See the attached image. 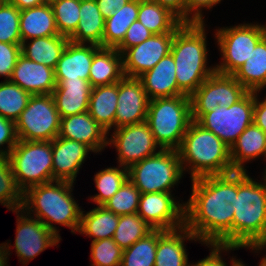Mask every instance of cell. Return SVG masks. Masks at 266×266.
Returning <instances> with one entry per match:
<instances>
[{
  "instance_id": "cell-11",
  "label": "cell",
  "mask_w": 266,
  "mask_h": 266,
  "mask_svg": "<svg viewBox=\"0 0 266 266\" xmlns=\"http://www.w3.org/2000/svg\"><path fill=\"white\" fill-rule=\"evenodd\" d=\"M254 92L248 91L239 101L228 107H216L202 114L196 122L213 132L229 148L239 135L253 123Z\"/></svg>"
},
{
  "instance_id": "cell-33",
  "label": "cell",
  "mask_w": 266,
  "mask_h": 266,
  "mask_svg": "<svg viewBox=\"0 0 266 266\" xmlns=\"http://www.w3.org/2000/svg\"><path fill=\"white\" fill-rule=\"evenodd\" d=\"M139 0H130L105 19L103 47L116 48L130 27L137 20Z\"/></svg>"
},
{
  "instance_id": "cell-8",
  "label": "cell",
  "mask_w": 266,
  "mask_h": 266,
  "mask_svg": "<svg viewBox=\"0 0 266 266\" xmlns=\"http://www.w3.org/2000/svg\"><path fill=\"white\" fill-rule=\"evenodd\" d=\"M178 150L161 149L128 169V179L141 193L172 192L182 178Z\"/></svg>"
},
{
  "instance_id": "cell-16",
  "label": "cell",
  "mask_w": 266,
  "mask_h": 266,
  "mask_svg": "<svg viewBox=\"0 0 266 266\" xmlns=\"http://www.w3.org/2000/svg\"><path fill=\"white\" fill-rule=\"evenodd\" d=\"M171 192L141 193L137 214L153 229L174 230L184 226V203Z\"/></svg>"
},
{
  "instance_id": "cell-50",
  "label": "cell",
  "mask_w": 266,
  "mask_h": 266,
  "mask_svg": "<svg viewBox=\"0 0 266 266\" xmlns=\"http://www.w3.org/2000/svg\"><path fill=\"white\" fill-rule=\"evenodd\" d=\"M258 99V93L254 92L253 122L266 133V97L262 102Z\"/></svg>"
},
{
  "instance_id": "cell-17",
  "label": "cell",
  "mask_w": 266,
  "mask_h": 266,
  "mask_svg": "<svg viewBox=\"0 0 266 266\" xmlns=\"http://www.w3.org/2000/svg\"><path fill=\"white\" fill-rule=\"evenodd\" d=\"M149 99L138 78L124 76L118 82L114 129L146 121Z\"/></svg>"
},
{
  "instance_id": "cell-43",
  "label": "cell",
  "mask_w": 266,
  "mask_h": 266,
  "mask_svg": "<svg viewBox=\"0 0 266 266\" xmlns=\"http://www.w3.org/2000/svg\"><path fill=\"white\" fill-rule=\"evenodd\" d=\"M123 249L113 238L100 239L91 243L92 266H121Z\"/></svg>"
},
{
  "instance_id": "cell-55",
  "label": "cell",
  "mask_w": 266,
  "mask_h": 266,
  "mask_svg": "<svg viewBox=\"0 0 266 266\" xmlns=\"http://www.w3.org/2000/svg\"><path fill=\"white\" fill-rule=\"evenodd\" d=\"M259 266H266V256L260 260Z\"/></svg>"
},
{
  "instance_id": "cell-41",
  "label": "cell",
  "mask_w": 266,
  "mask_h": 266,
  "mask_svg": "<svg viewBox=\"0 0 266 266\" xmlns=\"http://www.w3.org/2000/svg\"><path fill=\"white\" fill-rule=\"evenodd\" d=\"M140 195V190L127 179L103 206L117 215L135 214L138 211Z\"/></svg>"
},
{
  "instance_id": "cell-45",
  "label": "cell",
  "mask_w": 266,
  "mask_h": 266,
  "mask_svg": "<svg viewBox=\"0 0 266 266\" xmlns=\"http://www.w3.org/2000/svg\"><path fill=\"white\" fill-rule=\"evenodd\" d=\"M152 35L153 33L150 30L141 24L139 20H136L128 28L123 41L116 47V50L122 54L128 48L141 44Z\"/></svg>"
},
{
  "instance_id": "cell-2",
  "label": "cell",
  "mask_w": 266,
  "mask_h": 266,
  "mask_svg": "<svg viewBox=\"0 0 266 266\" xmlns=\"http://www.w3.org/2000/svg\"><path fill=\"white\" fill-rule=\"evenodd\" d=\"M264 179V180H263ZM254 181L247 171H234L233 246L251 248L255 253L266 247V179Z\"/></svg>"
},
{
  "instance_id": "cell-13",
  "label": "cell",
  "mask_w": 266,
  "mask_h": 266,
  "mask_svg": "<svg viewBox=\"0 0 266 266\" xmlns=\"http://www.w3.org/2000/svg\"><path fill=\"white\" fill-rule=\"evenodd\" d=\"M112 144L118 152L119 165L127 169L161 150L146 121L114 129L108 138V145ZM157 148L160 149L156 151Z\"/></svg>"
},
{
  "instance_id": "cell-7",
  "label": "cell",
  "mask_w": 266,
  "mask_h": 266,
  "mask_svg": "<svg viewBox=\"0 0 266 266\" xmlns=\"http://www.w3.org/2000/svg\"><path fill=\"white\" fill-rule=\"evenodd\" d=\"M8 159L18 187H29L53 181L52 141L19 140Z\"/></svg>"
},
{
  "instance_id": "cell-3",
  "label": "cell",
  "mask_w": 266,
  "mask_h": 266,
  "mask_svg": "<svg viewBox=\"0 0 266 266\" xmlns=\"http://www.w3.org/2000/svg\"><path fill=\"white\" fill-rule=\"evenodd\" d=\"M72 187V182L57 180L29 187L23 192L21 209L27 215L33 212V217L60 239L59 230L53 222L72 229L74 234L79 231L82 210L72 197Z\"/></svg>"
},
{
  "instance_id": "cell-34",
  "label": "cell",
  "mask_w": 266,
  "mask_h": 266,
  "mask_svg": "<svg viewBox=\"0 0 266 266\" xmlns=\"http://www.w3.org/2000/svg\"><path fill=\"white\" fill-rule=\"evenodd\" d=\"M137 20L153 34L170 33L181 23L167 8L151 0H139Z\"/></svg>"
},
{
  "instance_id": "cell-53",
  "label": "cell",
  "mask_w": 266,
  "mask_h": 266,
  "mask_svg": "<svg viewBox=\"0 0 266 266\" xmlns=\"http://www.w3.org/2000/svg\"><path fill=\"white\" fill-rule=\"evenodd\" d=\"M0 266H8L7 265V258L10 255V245L8 243L0 244Z\"/></svg>"
},
{
  "instance_id": "cell-37",
  "label": "cell",
  "mask_w": 266,
  "mask_h": 266,
  "mask_svg": "<svg viewBox=\"0 0 266 266\" xmlns=\"http://www.w3.org/2000/svg\"><path fill=\"white\" fill-rule=\"evenodd\" d=\"M153 228L137 213L119 215V222L113 240L123 250L149 234Z\"/></svg>"
},
{
  "instance_id": "cell-26",
  "label": "cell",
  "mask_w": 266,
  "mask_h": 266,
  "mask_svg": "<svg viewBox=\"0 0 266 266\" xmlns=\"http://www.w3.org/2000/svg\"><path fill=\"white\" fill-rule=\"evenodd\" d=\"M124 76L122 54L116 48L100 46L94 53L90 67L91 87L114 84Z\"/></svg>"
},
{
  "instance_id": "cell-9",
  "label": "cell",
  "mask_w": 266,
  "mask_h": 266,
  "mask_svg": "<svg viewBox=\"0 0 266 266\" xmlns=\"http://www.w3.org/2000/svg\"><path fill=\"white\" fill-rule=\"evenodd\" d=\"M215 38L223 60L215 66V72L232 75L246 60L255 46L265 37L264 25L240 24L220 28Z\"/></svg>"
},
{
  "instance_id": "cell-14",
  "label": "cell",
  "mask_w": 266,
  "mask_h": 266,
  "mask_svg": "<svg viewBox=\"0 0 266 266\" xmlns=\"http://www.w3.org/2000/svg\"><path fill=\"white\" fill-rule=\"evenodd\" d=\"M180 23L172 32L153 34L141 44L132 46L122 53L123 72L126 77L138 78L151 70L171 51L175 32L183 25Z\"/></svg>"
},
{
  "instance_id": "cell-48",
  "label": "cell",
  "mask_w": 266,
  "mask_h": 266,
  "mask_svg": "<svg viewBox=\"0 0 266 266\" xmlns=\"http://www.w3.org/2000/svg\"><path fill=\"white\" fill-rule=\"evenodd\" d=\"M208 247L212 248L210 255L198 261L197 263L191 264L189 266H227L226 262L222 260L223 258L221 256V252L240 249V247L238 246H225L218 244H212Z\"/></svg>"
},
{
  "instance_id": "cell-4",
  "label": "cell",
  "mask_w": 266,
  "mask_h": 266,
  "mask_svg": "<svg viewBox=\"0 0 266 266\" xmlns=\"http://www.w3.org/2000/svg\"><path fill=\"white\" fill-rule=\"evenodd\" d=\"M205 23H184L174 34L171 51L179 90L191 96L215 72L207 67Z\"/></svg>"
},
{
  "instance_id": "cell-24",
  "label": "cell",
  "mask_w": 266,
  "mask_h": 266,
  "mask_svg": "<svg viewBox=\"0 0 266 266\" xmlns=\"http://www.w3.org/2000/svg\"><path fill=\"white\" fill-rule=\"evenodd\" d=\"M185 240L199 241L185 225L174 230L158 229L154 266H189Z\"/></svg>"
},
{
  "instance_id": "cell-49",
  "label": "cell",
  "mask_w": 266,
  "mask_h": 266,
  "mask_svg": "<svg viewBox=\"0 0 266 266\" xmlns=\"http://www.w3.org/2000/svg\"><path fill=\"white\" fill-rule=\"evenodd\" d=\"M157 2L162 7L167 8L182 23H185V5L186 0H151Z\"/></svg>"
},
{
  "instance_id": "cell-32",
  "label": "cell",
  "mask_w": 266,
  "mask_h": 266,
  "mask_svg": "<svg viewBox=\"0 0 266 266\" xmlns=\"http://www.w3.org/2000/svg\"><path fill=\"white\" fill-rule=\"evenodd\" d=\"M119 222V215L106 209L103 205H97L94 209L81 213L79 233L93 237L92 241L113 238Z\"/></svg>"
},
{
  "instance_id": "cell-56",
  "label": "cell",
  "mask_w": 266,
  "mask_h": 266,
  "mask_svg": "<svg viewBox=\"0 0 266 266\" xmlns=\"http://www.w3.org/2000/svg\"><path fill=\"white\" fill-rule=\"evenodd\" d=\"M5 2V0H0V6Z\"/></svg>"
},
{
  "instance_id": "cell-10",
  "label": "cell",
  "mask_w": 266,
  "mask_h": 266,
  "mask_svg": "<svg viewBox=\"0 0 266 266\" xmlns=\"http://www.w3.org/2000/svg\"><path fill=\"white\" fill-rule=\"evenodd\" d=\"M61 117L52 94L31 95L15 121L18 140L52 141L60 130Z\"/></svg>"
},
{
  "instance_id": "cell-47",
  "label": "cell",
  "mask_w": 266,
  "mask_h": 266,
  "mask_svg": "<svg viewBox=\"0 0 266 266\" xmlns=\"http://www.w3.org/2000/svg\"><path fill=\"white\" fill-rule=\"evenodd\" d=\"M220 2L221 0H186L185 23H204L203 8L211 9Z\"/></svg>"
},
{
  "instance_id": "cell-25",
  "label": "cell",
  "mask_w": 266,
  "mask_h": 266,
  "mask_svg": "<svg viewBox=\"0 0 266 266\" xmlns=\"http://www.w3.org/2000/svg\"><path fill=\"white\" fill-rule=\"evenodd\" d=\"M260 155L266 158V133L253 122L239 135L230 148L233 170L246 171L244 163Z\"/></svg>"
},
{
  "instance_id": "cell-6",
  "label": "cell",
  "mask_w": 266,
  "mask_h": 266,
  "mask_svg": "<svg viewBox=\"0 0 266 266\" xmlns=\"http://www.w3.org/2000/svg\"><path fill=\"white\" fill-rule=\"evenodd\" d=\"M191 121L189 96L149 100L146 122L161 149L178 150Z\"/></svg>"
},
{
  "instance_id": "cell-44",
  "label": "cell",
  "mask_w": 266,
  "mask_h": 266,
  "mask_svg": "<svg viewBox=\"0 0 266 266\" xmlns=\"http://www.w3.org/2000/svg\"><path fill=\"white\" fill-rule=\"evenodd\" d=\"M20 55L21 44L0 42V76H5V80H10Z\"/></svg>"
},
{
  "instance_id": "cell-42",
  "label": "cell",
  "mask_w": 266,
  "mask_h": 266,
  "mask_svg": "<svg viewBox=\"0 0 266 266\" xmlns=\"http://www.w3.org/2000/svg\"><path fill=\"white\" fill-rule=\"evenodd\" d=\"M0 42L22 44L20 10L6 2L0 6Z\"/></svg>"
},
{
  "instance_id": "cell-46",
  "label": "cell",
  "mask_w": 266,
  "mask_h": 266,
  "mask_svg": "<svg viewBox=\"0 0 266 266\" xmlns=\"http://www.w3.org/2000/svg\"><path fill=\"white\" fill-rule=\"evenodd\" d=\"M15 122L0 115V147L7 144V148H0V155L8 156L18 143Z\"/></svg>"
},
{
  "instance_id": "cell-23",
  "label": "cell",
  "mask_w": 266,
  "mask_h": 266,
  "mask_svg": "<svg viewBox=\"0 0 266 266\" xmlns=\"http://www.w3.org/2000/svg\"><path fill=\"white\" fill-rule=\"evenodd\" d=\"M175 67L174 58L169 53L138 77L149 100L184 95L177 85Z\"/></svg>"
},
{
  "instance_id": "cell-38",
  "label": "cell",
  "mask_w": 266,
  "mask_h": 266,
  "mask_svg": "<svg viewBox=\"0 0 266 266\" xmlns=\"http://www.w3.org/2000/svg\"><path fill=\"white\" fill-rule=\"evenodd\" d=\"M118 167L105 168L95 174L94 182L99 194L90 199L97 205L109 200L128 179V169L120 165Z\"/></svg>"
},
{
  "instance_id": "cell-39",
  "label": "cell",
  "mask_w": 266,
  "mask_h": 266,
  "mask_svg": "<svg viewBox=\"0 0 266 266\" xmlns=\"http://www.w3.org/2000/svg\"><path fill=\"white\" fill-rule=\"evenodd\" d=\"M0 203L15 212L23 204V191L18 187L8 156L0 155Z\"/></svg>"
},
{
  "instance_id": "cell-18",
  "label": "cell",
  "mask_w": 266,
  "mask_h": 266,
  "mask_svg": "<svg viewBox=\"0 0 266 266\" xmlns=\"http://www.w3.org/2000/svg\"><path fill=\"white\" fill-rule=\"evenodd\" d=\"M89 151L88 146L75 140L58 136L52 140L53 181L74 183Z\"/></svg>"
},
{
  "instance_id": "cell-15",
  "label": "cell",
  "mask_w": 266,
  "mask_h": 266,
  "mask_svg": "<svg viewBox=\"0 0 266 266\" xmlns=\"http://www.w3.org/2000/svg\"><path fill=\"white\" fill-rule=\"evenodd\" d=\"M15 212L17 214V229L14 247L20 259L19 262L26 265L48 247L58 245L61 239L39 219L27 215L22 209Z\"/></svg>"
},
{
  "instance_id": "cell-35",
  "label": "cell",
  "mask_w": 266,
  "mask_h": 266,
  "mask_svg": "<svg viewBox=\"0 0 266 266\" xmlns=\"http://www.w3.org/2000/svg\"><path fill=\"white\" fill-rule=\"evenodd\" d=\"M158 244V229L123 250L121 266H154Z\"/></svg>"
},
{
  "instance_id": "cell-27",
  "label": "cell",
  "mask_w": 266,
  "mask_h": 266,
  "mask_svg": "<svg viewBox=\"0 0 266 266\" xmlns=\"http://www.w3.org/2000/svg\"><path fill=\"white\" fill-rule=\"evenodd\" d=\"M20 34L22 42L59 35L50 2L20 11Z\"/></svg>"
},
{
  "instance_id": "cell-5",
  "label": "cell",
  "mask_w": 266,
  "mask_h": 266,
  "mask_svg": "<svg viewBox=\"0 0 266 266\" xmlns=\"http://www.w3.org/2000/svg\"><path fill=\"white\" fill-rule=\"evenodd\" d=\"M178 153L182 170L184 172L188 166L191 180L234 172L230 160V148L213 132L194 120L191 121L183 137Z\"/></svg>"
},
{
  "instance_id": "cell-21",
  "label": "cell",
  "mask_w": 266,
  "mask_h": 266,
  "mask_svg": "<svg viewBox=\"0 0 266 266\" xmlns=\"http://www.w3.org/2000/svg\"><path fill=\"white\" fill-rule=\"evenodd\" d=\"M55 80L57 85L52 95L61 118L88 111L92 89L89 81L80 78Z\"/></svg>"
},
{
  "instance_id": "cell-22",
  "label": "cell",
  "mask_w": 266,
  "mask_h": 266,
  "mask_svg": "<svg viewBox=\"0 0 266 266\" xmlns=\"http://www.w3.org/2000/svg\"><path fill=\"white\" fill-rule=\"evenodd\" d=\"M99 47L95 44L86 45L68 41L54 69L55 79L80 78L89 81L93 56Z\"/></svg>"
},
{
  "instance_id": "cell-54",
  "label": "cell",
  "mask_w": 266,
  "mask_h": 266,
  "mask_svg": "<svg viewBox=\"0 0 266 266\" xmlns=\"http://www.w3.org/2000/svg\"><path fill=\"white\" fill-rule=\"evenodd\" d=\"M231 264L232 266H245L242 261H239L238 259L236 260L235 258L232 257L231 259Z\"/></svg>"
},
{
  "instance_id": "cell-1",
  "label": "cell",
  "mask_w": 266,
  "mask_h": 266,
  "mask_svg": "<svg viewBox=\"0 0 266 266\" xmlns=\"http://www.w3.org/2000/svg\"><path fill=\"white\" fill-rule=\"evenodd\" d=\"M192 194L184 203V225L203 244L233 246L234 172L191 180Z\"/></svg>"
},
{
  "instance_id": "cell-19",
  "label": "cell",
  "mask_w": 266,
  "mask_h": 266,
  "mask_svg": "<svg viewBox=\"0 0 266 266\" xmlns=\"http://www.w3.org/2000/svg\"><path fill=\"white\" fill-rule=\"evenodd\" d=\"M107 134L89 112L61 118L58 137L81 142L99 153L108 145Z\"/></svg>"
},
{
  "instance_id": "cell-36",
  "label": "cell",
  "mask_w": 266,
  "mask_h": 266,
  "mask_svg": "<svg viewBox=\"0 0 266 266\" xmlns=\"http://www.w3.org/2000/svg\"><path fill=\"white\" fill-rule=\"evenodd\" d=\"M31 94L10 80L0 83V115L16 121L26 108Z\"/></svg>"
},
{
  "instance_id": "cell-40",
  "label": "cell",
  "mask_w": 266,
  "mask_h": 266,
  "mask_svg": "<svg viewBox=\"0 0 266 266\" xmlns=\"http://www.w3.org/2000/svg\"><path fill=\"white\" fill-rule=\"evenodd\" d=\"M50 4L59 34L69 38L80 20V0H51Z\"/></svg>"
},
{
  "instance_id": "cell-30",
  "label": "cell",
  "mask_w": 266,
  "mask_h": 266,
  "mask_svg": "<svg viewBox=\"0 0 266 266\" xmlns=\"http://www.w3.org/2000/svg\"><path fill=\"white\" fill-rule=\"evenodd\" d=\"M232 76L247 91L259 93L266 87V36L255 46L248 60Z\"/></svg>"
},
{
  "instance_id": "cell-29",
  "label": "cell",
  "mask_w": 266,
  "mask_h": 266,
  "mask_svg": "<svg viewBox=\"0 0 266 266\" xmlns=\"http://www.w3.org/2000/svg\"><path fill=\"white\" fill-rule=\"evenodd\" d=\"M117 101L118 82L91 89L88 112L108 133L114 128Z\"/></svg>"
},
{
  "instance_id": "cell-20",
  "label": "cell",
  "mask_w": 266,
  "mask_h": 266,
  "mask_svg": "<svg viewBox=\"0 0 266 266\" xmlns=\"http://www.w3.org/2000/svg\"><path fill=\"white\" fill-rule=\"evenodd\" d=\"M10 81L31 95L52 94L57 85L53 68L29 60L22 54L17 60Z\"/></svg>"
},
{
  "instance_id": "cell-52",
  "label": "cell",
  "mask_w": 266,
  "mask_h": 266,
  "mask_svg": "<svg viewBox=\"0 0 266 266\" xmlns=\"http://www.w3.org/2000/svg\"><path fill=\"white\" fill-rule=\"evenodd\" d=\"M6 3L16 6L20 11L46 3V0H5Z\"/></svg>"
},
{
  "instance_id": "cell-12",
  "label": "cell",
  "mask_w": 266,
  "mask_h": 266,
  "mask_svg": "<svg viewBox=\"0 0 266 266\" xmlns=\"http://www.w3.org/2000/svg\"><path fill=\"white\" fill-rule=\"evenodd\" d=\"M247 92L232 75L214 72L190 96L192 120L196 121L218 106L236 103Z\"/></svg>"
},
{
  "instance_id": "cell-57",
  "label": "cell",
  "mask_w": 266,
  "mask_h": 266,
  "mask_svg": "<svg viewBox=\"0 0 266 266\" xmlns=\"http://www.w3.org/2000/svg\"><path fill=\"white\" fill-rule=\"evenodd\" d=\"M264 31H265V36H266V24L264 25Z\"/></svg>"
},
{
  "instance_id": "cell-31",
  "label": "cell",
  "mask_w": 266,
  "mask_h": 266,
  "mask_svg": "<svg viewBox=\"0 0 266 266\" xmlns=\"http://www.w3.org/2000/svg\"><path fill=\"white\" fill-rule=\"evenodd\" d=\"M69 38L63 35L34 38L22 42L21 54L27 59L55 69Z\"/></svg>"
},
{
  "instance_id": "cell-51",
  "label": "cell",
  "mask_w": 266,
  "mask_h": 266,
  "mask_svg": "<svg viewBox=\"0 0 266 266\" xmlns=\"http://www.w3.org/2000/svg\"><path fill=\"white\" fill-rule=\"evenodd\" d=\"M104 19H107L117 9H120L130 0H95Z\"/></svg>"
},
{
  "instance_id": "cell-28",
  "label": "cell",
  "mask_w": 266,
  "mask_h": 266,
  "mask_svg": "<svg viewBox=\"0 0 266 266\" xmlns=\"http://www.w3.org/2000/svg\"><path fill=\"white\" fill-rule=\"evenodd\" d=\"M105 19L95 0H80V20L69 37L74 43H88L103 47Z\"/></svg>"
}]
</instances>
